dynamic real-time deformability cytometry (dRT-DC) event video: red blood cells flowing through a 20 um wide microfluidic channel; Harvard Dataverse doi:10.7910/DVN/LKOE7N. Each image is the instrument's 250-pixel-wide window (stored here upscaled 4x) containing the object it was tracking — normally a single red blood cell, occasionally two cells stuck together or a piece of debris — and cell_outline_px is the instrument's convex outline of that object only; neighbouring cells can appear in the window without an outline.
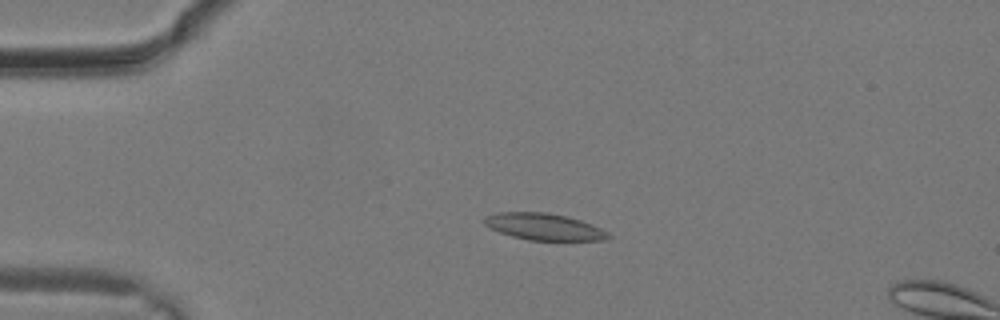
{"species": "common noctule bat (a hibernating species)", "species_latin": "Nyctalus noctula", "temperature_condition": "warm", "stored_images_in_passage": 4, "camera_frame_rate_fps": 3000, "um_per_image_px": 0.085, "animal": {"sex": "male", "body_mass_g": 19.2, "forearm_length_mm": 51.8}, "frame": {"image": 1, "passage_image": 2, "time_ms": 0.333, "image_size_px": [1000, 320], "cell_outline_px": [[612, 236], [600, 240], [528, 240], [512, 236], [488, 228], [484, 224], [484, 216], [496, 212], [544, 212], [564, 216], [580, 220], [592, 224], [608, 232]], "centroid_in_image_um": [46.19, 19.27], "position_along_channel_um": 38.8, "area_um2": 19.19}}